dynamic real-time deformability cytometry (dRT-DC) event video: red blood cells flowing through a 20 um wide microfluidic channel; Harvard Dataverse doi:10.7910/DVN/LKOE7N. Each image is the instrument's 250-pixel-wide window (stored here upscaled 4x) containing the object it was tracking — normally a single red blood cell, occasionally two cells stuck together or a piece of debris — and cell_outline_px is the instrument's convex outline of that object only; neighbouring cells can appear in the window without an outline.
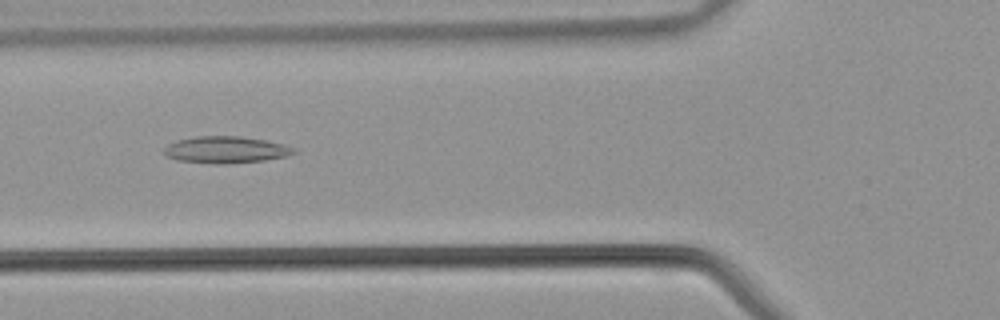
{"species": "common noctule bat (a hibernating species)", "species_latin": "Nyctalus noctula", "temperature_condition": "warm", "stored_images_in_passage": 41, "camera_frame_rate_fps": 3000, "um_per_image_px": 0.085, "animal": {"sex": "male", "body_mass_g": 21.5, "forearm_length_mm": 52.0}, "frame": {"image": 1, "passage_image": 15, "time_ms": 4.667, "image_size_px": [1000, 320], "cell_outline_px": [[296, 152], [288, 156], [264, 160], [224, 164], [216, 164], [176, 160], [168, 156], [164, 152], [164, 148], [168, 144], [176, 140], [196, 136], [240, 136], [264, 140], [284, 144], [296, 148]], "centroid_in_image_um": [19.2, 12.73], "position_along_channel_um": 106.6, "area_um2": 20.29}}
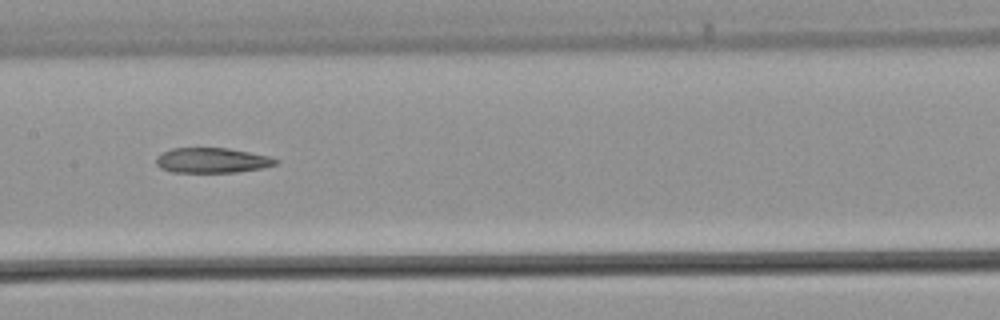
{"frame": {"image": 2, "passage_image": 20, "time_ms": 6.333, "image_size_px": [1000, 320], "cell_outline_px": [[280, 160], [276, 164], [260, 168], [236, 172], [172, 172], [160, 168], [156, 164], [156, 156], [172, 148], [228, 148], [268, 156]], "centroid_in_image_um": [17.99, 13.63], "position_along_channel_um": 189.4, "area_um2": 17.34}}
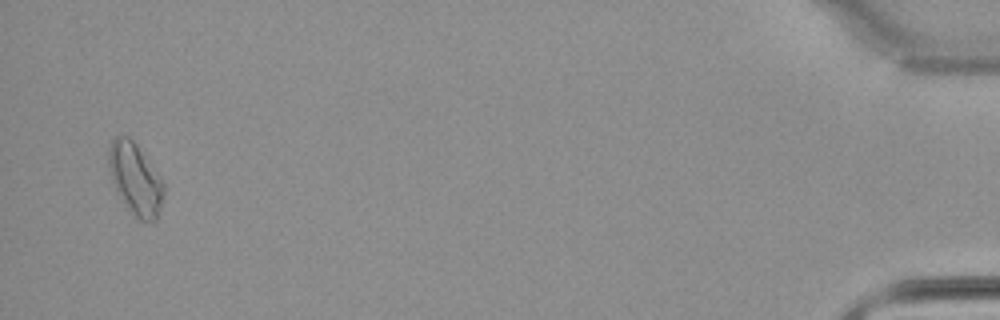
{"frame": {"image": 3, "passage_image": 40, "time_ms": 13.0, "image_size_px": [1000, 320], "cell_outline_px": [[164, 192], [160, 208], [156, 220], [140, 220], [132, 212], [116, 192], [112, 180], [108, 164], [108, 148], [112, 140], [116, 136], [128, 136], [136, 144], [164, 184]], "centroid_in_image_um": [11.47, 15.19], "position_along_channel_um": 423.7, "area_um2": 22.37}}